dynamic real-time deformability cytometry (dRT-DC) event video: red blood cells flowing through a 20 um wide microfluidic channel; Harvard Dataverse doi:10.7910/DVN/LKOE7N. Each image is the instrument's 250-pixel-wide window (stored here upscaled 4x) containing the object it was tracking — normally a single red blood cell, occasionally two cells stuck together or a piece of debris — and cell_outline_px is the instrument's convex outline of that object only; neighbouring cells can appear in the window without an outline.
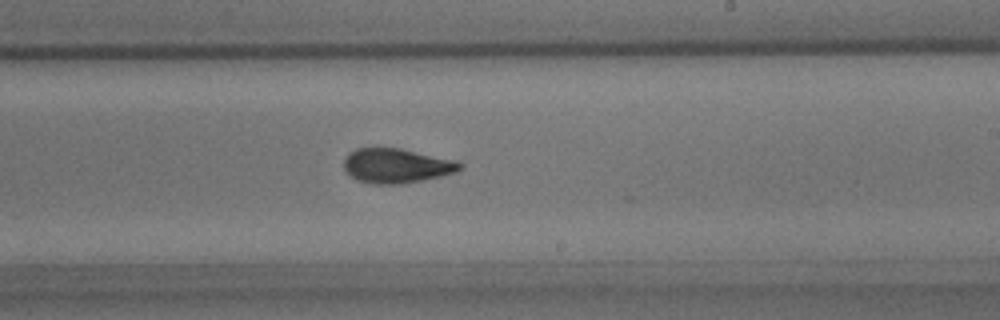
{"species": "common noctule bat (a hibernating species)", "species_latin": "Nyctalus noctula", "temperature_condition": "room temperature", "stored_images_in_passage": 43, "camera_frame_rate_fps": 3000, "um_per_image_px": 0.085, "animal": {"sex": "male", "body_mass_g": 15.6}, "frame": {"image": 1, "passage_image": 31, "time_ms": 10.0, "image_size_px": [1000, 320], "cell_outline_px": [[464, 168], [456, 172], [424, 180], [400, 184], [372, 184], [356, 180], [344, 168], [344, 160], [348, 152], [356, 148], [400, 148], [460, 160], [464, 164]], "centroid_in_image_um": [33.76, 14.08], "position_along_channel_um": 255.2, "area_um2": 23.76}}